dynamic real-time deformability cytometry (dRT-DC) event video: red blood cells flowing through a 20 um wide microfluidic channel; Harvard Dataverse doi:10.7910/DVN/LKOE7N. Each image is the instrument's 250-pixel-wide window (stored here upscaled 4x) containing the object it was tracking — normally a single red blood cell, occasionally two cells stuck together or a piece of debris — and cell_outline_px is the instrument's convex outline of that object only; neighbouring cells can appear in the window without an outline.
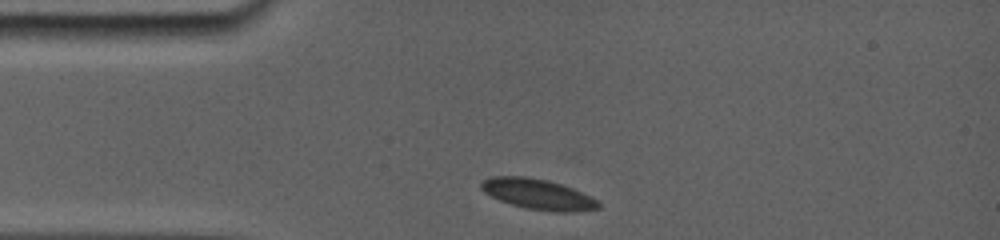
{"species": "common noctule bat (a hibernating species)", "species_latin": "Nyctalus noctula", "temperature_condition": "room temperature", "stored_images_in_passage": 20, "camera_frame_rate_fps": 5000, "um_per_image_px": 0.085, "animal": {"sex": "female", "body_mass_g": 19.0, "forearm_length_mm": 56.7}, "frame": {"image": 1, "passage_image": 1, "time_ms": 0.0, "image_size_px": [1000, 240], "cell_outline_px": [[600, 208], [580, 212], [556, 212], [524, 208], [500, 200], [484, 192], [480, 188], [480, 184], [484, 180], [492, 176], [524, 176], [548, 180], [572, 188], [592, 196], [600, 200]], "centroid_in_image_um": [45.78, 16.52], "position_along_channel_um": 39.2, "area_um2": 20.98}}
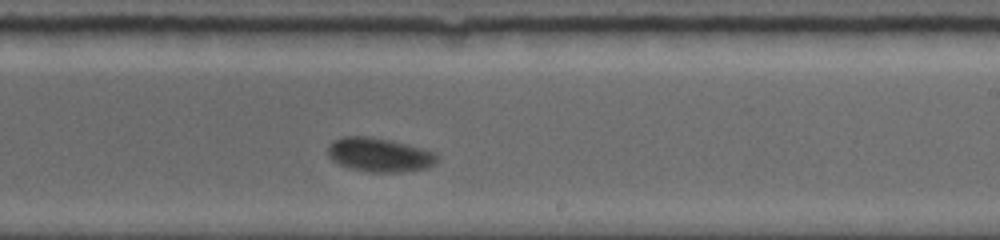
{"frame": {"image": 2, "passage_image": 12, "time_ms": 6.4, "image_size_px": [1000, 240], "cell_outline_px": [[440, 156], [428, 168], [404, 172], [368, 172], [352, 168], [340, 164], [332, 160], [328, 156], [328, 144], [344, 136], [368, 136], [392, 140], [436, 152]], "centroid_in_image_um": [32.27, 13.16], "position_along_channel_um": 256.7, "area_um2": 21.68}}
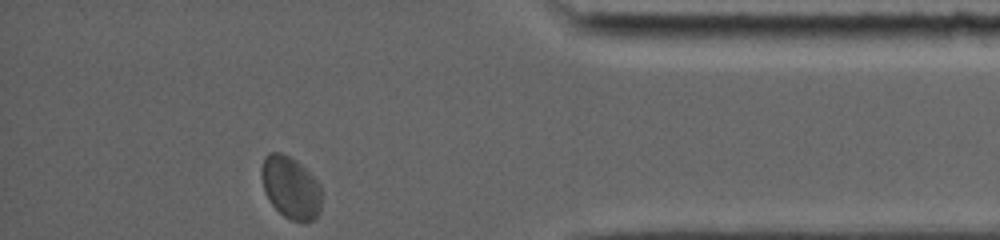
{"frame": {"image": 3, "passage_image": 20, "time_ms": 11.0, "image_size_px": [1000, 240], "cell_outline_px": [[320, 212], [312, 220], [304, 224], [292, 220], [284, 216], [272, 204], [264, 192], [260, 176], [260, 168], [264, 156], [268, 152], [280, 152], [296, 160], [320, 184]], "centroid_in_image_um": [24.67, 15.94], "position_along_channel_um": 410.5, "area_um2": 21.96}, "authors_computed_cell_mechanics": {"area_um2": 21.4149, "velocity_mm_per_s": 3.7297, "shape_relaxation_time_tau1_ms": 2.0399, "shape_relaxation_time_tau2_ms": null, "deformation_change_tau1": 0.0714, "deformation_change_tau2": null}}